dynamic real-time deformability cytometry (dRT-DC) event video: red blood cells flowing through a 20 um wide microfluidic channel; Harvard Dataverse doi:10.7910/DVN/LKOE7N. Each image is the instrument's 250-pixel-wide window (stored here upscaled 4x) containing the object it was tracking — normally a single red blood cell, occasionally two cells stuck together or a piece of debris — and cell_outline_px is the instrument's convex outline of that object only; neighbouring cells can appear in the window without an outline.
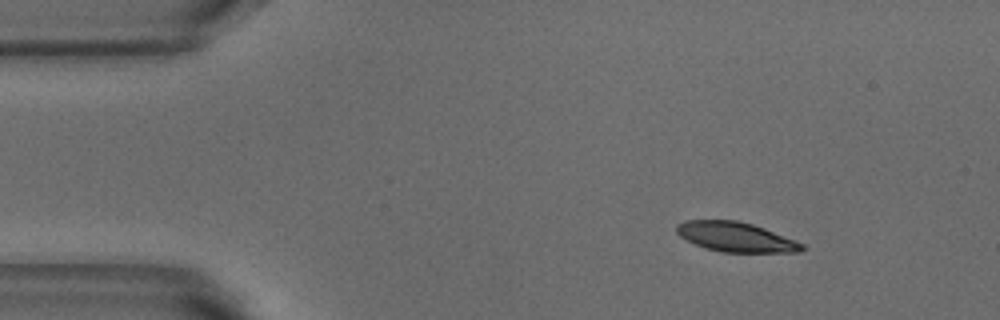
{"species": "common noctule bat (a hibernating species)", "species_latin": "Nyctalus noctula", "temperature_condition": "warm", "stored_images_in_passage": 2, "camera_frame_rate_fps": 3000, "um_per_image_px": 0.085, "animal": {"sex": "male", "body_mass_g": 18.8}, "frame": {"image": 1, "passage_image": 1, "time_ms": 0.0, "image_size_px": [1000, 320], "cell_outline_px": [[808, 248], [800, 252], [724, 252], [708, 248], [696, 244], [680, 236], [676, 232], [676, 224], [684, 220], [736, 220], [752, 224], [764, 228], [804, 244]], "centroid_in_image_um": [62.56, 20.13], "position_along_channel_um": 22.4, "area_um2": 21.5}}